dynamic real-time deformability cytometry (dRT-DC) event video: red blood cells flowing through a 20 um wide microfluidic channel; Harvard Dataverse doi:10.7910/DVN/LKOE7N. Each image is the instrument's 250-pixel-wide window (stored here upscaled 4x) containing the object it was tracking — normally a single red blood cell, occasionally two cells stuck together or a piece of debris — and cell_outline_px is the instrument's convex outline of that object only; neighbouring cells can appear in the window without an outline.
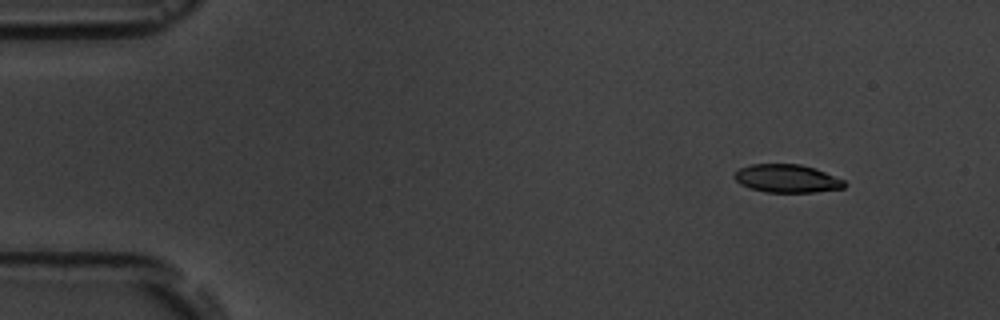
{"species": "common noctule bat (a hibernating species)", "species_latin": "Nyctalus noctula", "temperature_condition": "room temperature", "stored_images_in_passage": 4, "camera_frame_rate_fps": 3000, "um_per_image_px": 0.085, "animal": {"sex": "male", "body_mass_g": 19.5, "forearm_length_mm": 54.6}, "frame": {"image": 1, "passage_image": 1, "time_ms": 0.0, "image_size_px": [1000, 320], "cell_outline_px": [[848, 184], [844, 188], [816, 192], [764, 192], [740, 184], [732, 176], [740, 168], [752, 164], [800, 164], [816, 168], [844, 180]], "centroid_in_image_um": [66.92, 15.17], "position_along_channel_um": 18.1, "area_um2": 18.09}}